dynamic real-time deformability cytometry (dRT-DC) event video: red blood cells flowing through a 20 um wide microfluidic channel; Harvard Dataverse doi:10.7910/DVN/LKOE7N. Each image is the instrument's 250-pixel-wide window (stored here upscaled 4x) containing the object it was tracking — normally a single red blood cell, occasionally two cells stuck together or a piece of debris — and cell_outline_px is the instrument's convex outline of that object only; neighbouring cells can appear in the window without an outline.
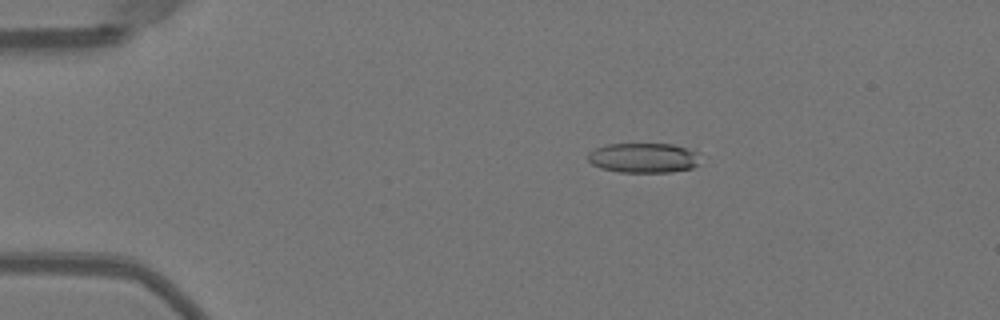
{"species": "Egyptian fruit bat (a non-hibernating species)", "species_latin": "Rousettus aegyptiacus", "temperature_condition": "warm", "stored_images_in_passage": 47, "camera_frame_rate_fps": 3000, "um_per_image_px": 0.085, "animal": {"sex": "female"}, "frame": {"image": 1, "passage_image": 6, "time_ms": 1.667, "image_size_px": [1000, 320], "cell_outline_px": [[700, 164], [692, 168], [672, 172], [620, 172], [600, 168], [592, 164], [588, 160], [588, 152], [596, 148], [608, 144], [672, 144], [696, 152]], "centroid_in_image_um": [54.68, 13.43], "position_along_channel_um": 30.3, "area_um2": 19.48}}
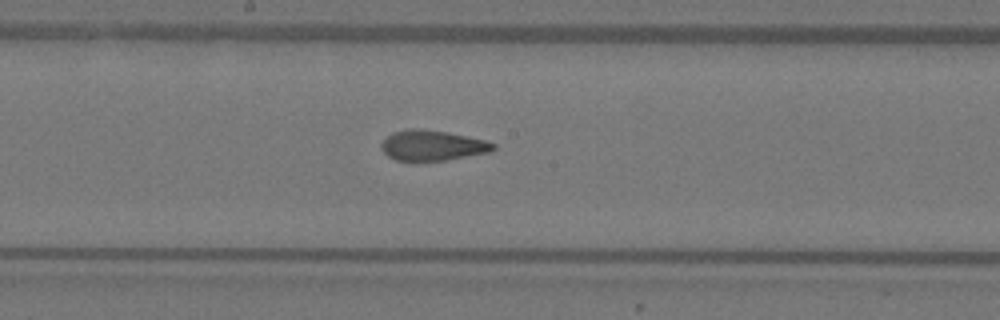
{"frame": {"image": 2, "passage_image": 24, "time_ms": 7.667, "image_size_px": [1000, 320], "cell_outline_px": [[496, 148], [492, 152], [444, 160], [396, 160], [388, 156], [380, 148], [380, 144], [392, 132], [412, 128], [416, 128], [448, 132], [484, 140], [496, 144]], "centroid_in_image_um": [36.76, 12.35], "position_along_channel_um": 211.4, "area_um2": 19.65}}
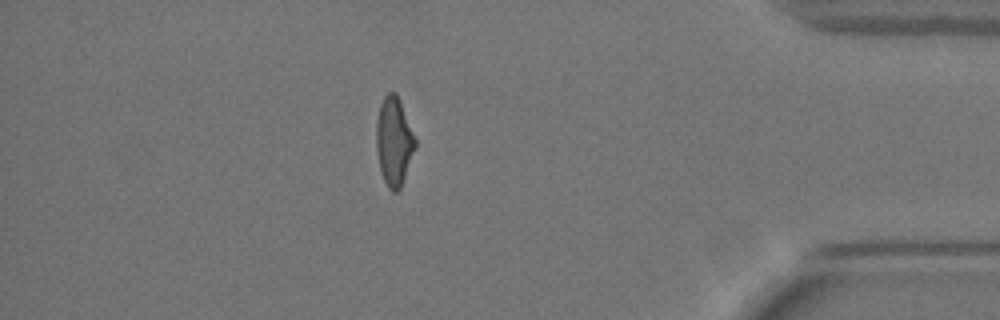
{"frame": {"image": 3, "passage_image": 41, "time_ms": 13.333, "image_size_px": [1000, 320], "cell_outline_px": [[416, 148], [400, 188], [396, 192], [392, 192], [388, 188], [380, 172], [376, 152], [376, 120], [380, 104], [384, 96], [388, 92], [396, 92], [400, 100], [416, 140]], "centroid_in_image_um": [33.47, 12.02], "position_along_channel_um": 401.7, "area_um2": 20.23}, "authors_computed_cell_mechanics": {"area_um2": 20.2878, "velocity_mm_per_s": 4.0137, "shape_relaxation_time_tau1_ms": 9.5135, "shape_relaxation_time_tau2_ms": 1.5178, "deformation_change_tau1": 0.2552, "deformation_change_tau2": 0.0965}}